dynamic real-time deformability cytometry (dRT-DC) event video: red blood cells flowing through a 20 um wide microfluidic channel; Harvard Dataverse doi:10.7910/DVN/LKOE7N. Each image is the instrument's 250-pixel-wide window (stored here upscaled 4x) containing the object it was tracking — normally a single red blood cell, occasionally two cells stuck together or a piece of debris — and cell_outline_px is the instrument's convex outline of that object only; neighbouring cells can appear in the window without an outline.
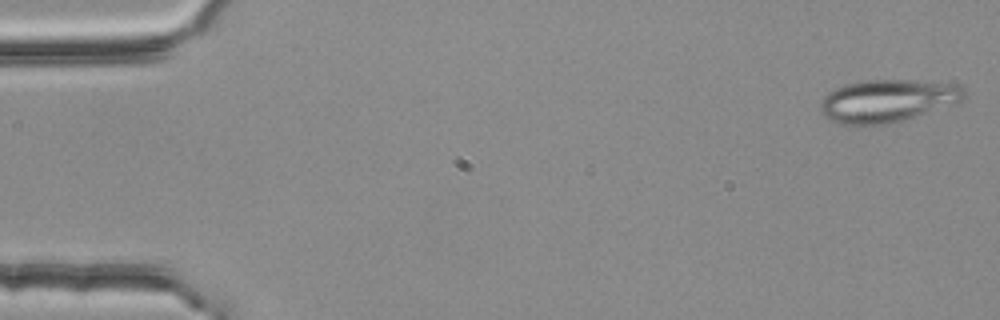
{"species": "common noctule bat (a hibernating species)", "species_latin": "Nyctalus noctula", "temperature_condition": "room temperature", "stored_images_in_passage": 53, "segment_of_instrument_passage": [1, 2], "camera_frame_rate_fps": 3000, "um_per_image_px": 0.085, "animal": {"sex": "female", "body_mass_g": 25.1}, "frame": {"image": 1, "passage_image": 1, "time_ms": 0.0, "image_size_px": [1000, 320], "cell_outline_px": [[964, 96], [960, 100], [904, 120], [888, 124], [856, 128], [840, 124], [828, 120], [820, 112], [820, 100], [828, 92], [844, 84], [860, 80], [908, 80], [960, 84], [964, 88]], "centroid_in_image_um": [75.3, 8.59], "position_along_channel_um": 9.7, "area_um2": 36.18}}